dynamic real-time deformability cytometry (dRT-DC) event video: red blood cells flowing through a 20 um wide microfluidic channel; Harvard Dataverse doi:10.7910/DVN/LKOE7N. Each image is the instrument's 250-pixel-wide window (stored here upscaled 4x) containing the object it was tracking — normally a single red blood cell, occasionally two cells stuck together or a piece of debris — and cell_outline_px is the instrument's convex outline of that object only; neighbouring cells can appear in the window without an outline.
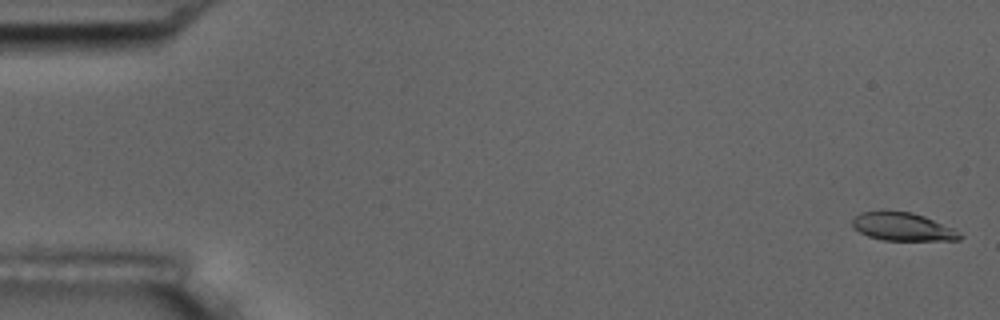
{"species": "common noctule bat (a hibernating species)", "species_latin": "Nyctalus noctula", "temperature_condition": "room temperature", "stored_images_in_passage": 55, "camera_frame_rate_fps": 3000, "um_per_image_px": 0.085, "animal": {"sex": "male", "body_mass_g": 17.5, "forearm_length_mm": 52.3}, "frame": {"image": 1, "passage_image": 1, "time_ms": 0.0, "image_size_px": [1000, 320], "cell_outline_px": [[964, 236], [960, 240], [884, 240], [868, 236], [852, 228], [852, 220], [860, 212], [880, 208], [884, 208], [912, 212], [924, 216], [952, 228], [960, 232]], "centroid_in_image_um": [76.67, 19.23], "position_along_channel_um": 8.3, "area_um2": 18.15}}
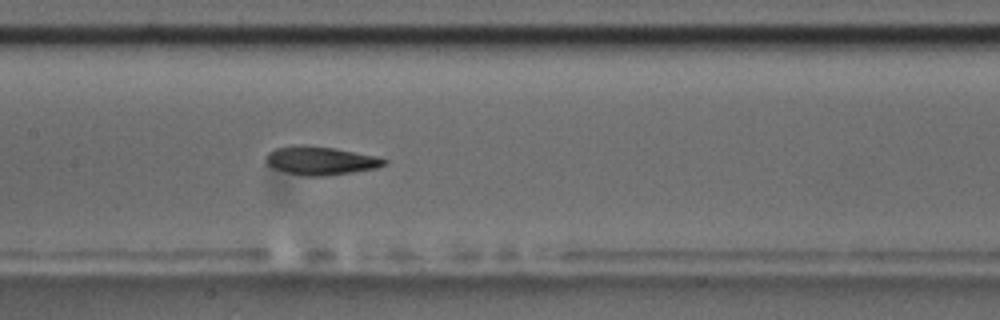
{"frame": {"image": 2, "passage_image": 27, "time_ms": 8.667, "image_size_px": [1000, 320], "cell_outline_px": [[388, 164], [376, 168], [352, 172], [324, 176], [304, 176], [272, 168], [264, 160], [264, 156], [268, 152], [276, 148], [292, 144], [300, 144], [332, 148], [376, 156], [388, 160]], "centroid_in_image_um": [27.21, 13.65], "position_along_channel_um": 180.2, "area_um2": 19.65}}
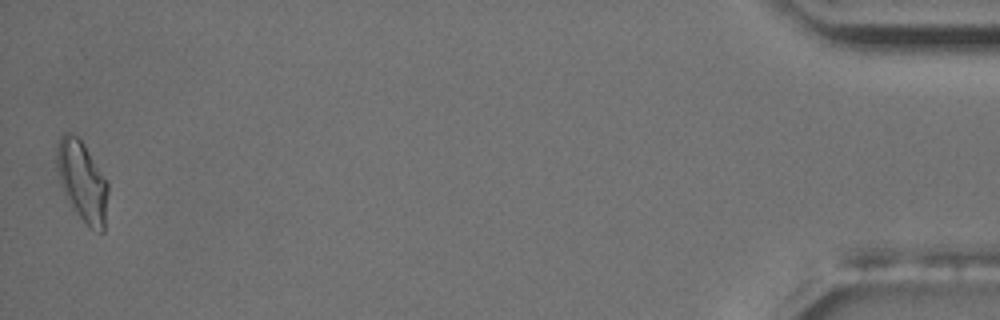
{"frame": {"image": 3, "passage_image": 55, "time_ms": 18.0, "image_size_px": [1000, 320], "cell_outline_px": [[108, 192], [104, 232], [100, 232], [92, 228], [72, 208], [60, 184], [56, 168], [56, 148], [60, 136], [64, 132], [68, 132], [76, 136], [84, 144], [108, 180]], "centroid_in_image_um": [6.99, 15.37], "position_along_channel_um": 428.2, "area_um2": 23.99}, "authors_computed_cell_mechanics": {"area_um2": 19.5942, "velocity_mm_per_s": 3.6336, "shape_relaxation_time_tau1_ms": 5.6148, "shape_relaxation_time_tau2_ms": 1.9298, "deformation_change_tau1": 0.1893, "deformation_change_tau2": 0.0805}}